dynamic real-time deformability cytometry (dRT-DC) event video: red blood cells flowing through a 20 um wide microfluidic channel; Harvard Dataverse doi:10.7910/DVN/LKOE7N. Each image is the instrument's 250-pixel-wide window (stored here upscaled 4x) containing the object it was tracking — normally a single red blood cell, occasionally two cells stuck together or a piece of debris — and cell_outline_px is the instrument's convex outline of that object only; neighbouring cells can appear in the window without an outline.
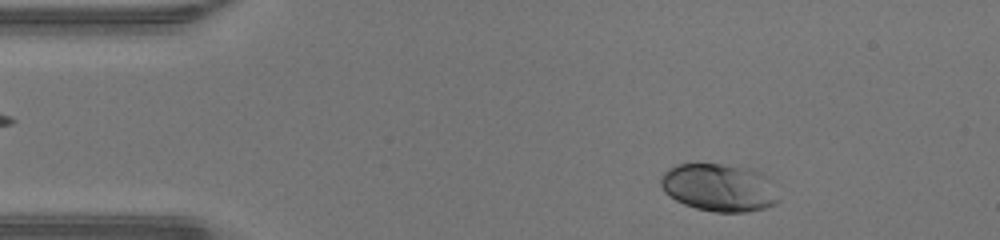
{"species": "human", "species_latin": "Homo sapiens", "temperature_condition": "warm", "stored_images_in_passage": 43, "camera_frame_rate_fps": 3000, "um_per_image_px": 0.085, "donor": {"sex": "male"}, "frame": {"image": 1, "passage_image": 3, "time_ms": 0.667, "image_size_px": [1000, 240], "cell_outline_px": [[780, 200], [776, 204], [764, 208], [744, 212], [716, 212], [696, 208], [684, 204], [676, 200], [664, 192], [660, 184], [660, 180], [664, 172], [668, 168], [676, 164], [720, 164], [752, 168], [760, 172], [768, 180]], "centroid_in_image_um": [61.09, 15.94], "position_along_channel_um": 23.9, "area_um2": 32.66}}
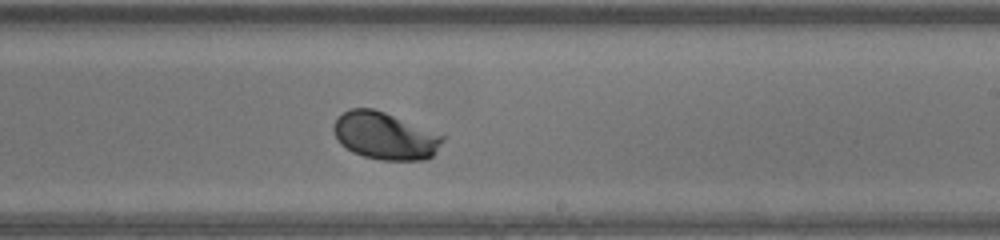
{"frame": {"image": 2, "passage_image": 24, "time_ms": 7.667, "image_size_px": [1000, 240], "cell_outline_px": [[444, 140], [432, 156], [424, 160], [380, 160], [364, 156], [352, 152], [340, 144], [332, 128], [336, 120], [344, 112], [352, 108], [372, 108], [384, 112], [444, 136]], "centroid_in_image_um": [32.69, 11.56], "position_along_channel_um": 256.3, "area_um2": 29.59}}
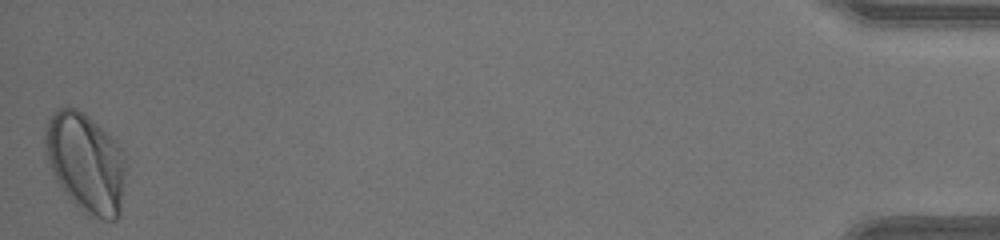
{"frame": {"image": 3, "passage_image": 43, "time_ms": 14.0, "image_size_px": [1000, 240], "cell_outline_px": [[124, 176], [120, 216], [116, 220], [104, 220], [84, 212], [60, 188], [52, 172], [44, 148], [44, 140], [48, 120], [56, 108], [76, 108], [84, 112], [120, 148], [124, 160]], "centroid_in_image_um": [7.26, 13.85], "position_along_channel_um": 427.9, "area_um2": 46.01}, "authors_computed_cell_mechanics": {"area_um2": 30.8074, "velocity_mm_per_s": 4.3523, "shape_relaxation_time_tau1_ms": 1.6312, "shape_relaxation_time_tau2_ms": null, "deformation_change_tau1": 0.1127, "deformation_change_tau2": null}}